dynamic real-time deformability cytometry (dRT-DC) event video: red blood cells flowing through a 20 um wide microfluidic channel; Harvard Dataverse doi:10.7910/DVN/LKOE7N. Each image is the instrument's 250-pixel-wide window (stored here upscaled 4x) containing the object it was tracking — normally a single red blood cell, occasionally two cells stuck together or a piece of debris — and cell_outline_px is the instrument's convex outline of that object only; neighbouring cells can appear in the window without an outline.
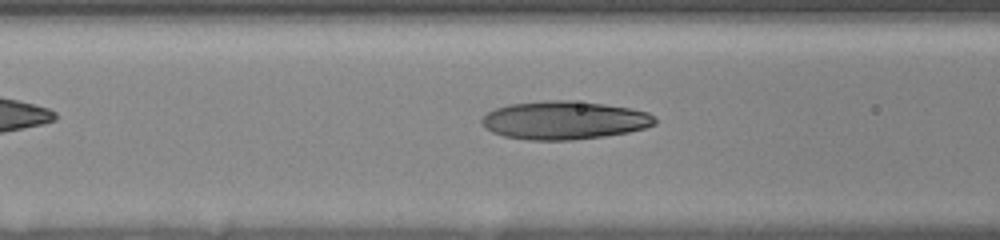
{"species": "human", "species_latin": "Homo sapiens", "temperature_condition": "room temperature", "stored_images_in_passage": 9, "camera_frame_rate_fps": 3000, "um_per_image_px": 0.085, "donor": {"sex": "female"}, "frame": {"image": 1, "passage_image": 7, "time_ms": 1.667, "image_size_px": [1000, 240], "cell_outline_px": [[656, 124], [644, 128], [628, 132], [604, 136], [572, 140], [528, 140], [504, 136], [492, 132], [484, 128], [480, 120], [488, 112], [496, 108], [508, 104], [548, 100], [572, 100], [604, 104], [632, 108], [648, 112], [656, 120]], "centroid_in_image_um": [47.95, 10.22], "position_along_channel_um": 118.7, "area_um2": 38.73}}